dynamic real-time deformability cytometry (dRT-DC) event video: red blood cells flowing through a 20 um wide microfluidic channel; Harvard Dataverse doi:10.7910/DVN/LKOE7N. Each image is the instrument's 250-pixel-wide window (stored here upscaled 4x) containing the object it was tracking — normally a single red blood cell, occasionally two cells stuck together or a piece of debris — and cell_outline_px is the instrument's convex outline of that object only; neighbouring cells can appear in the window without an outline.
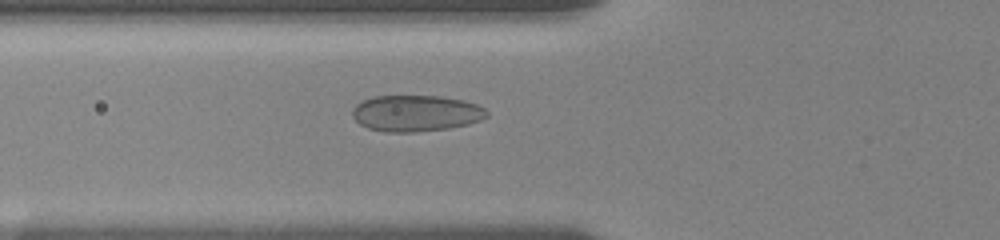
{"species": "human", "species_latin": "Homo sapiens", "temperature_condition": "room temperature", "stored_images_in_passage": 57, "camera_frame_rate_fps": 3000, "um_per_image_px": 0.085, "donor": {"sex": "female"}, "frame": {"image": 1, "passage_image": 22, "time_ms": 7.0, "image_size_px": [1000, 240], "cell_outline_px": [[488, 116], [480, 120], [468, 124], [448, 128], [416, 132], [384, 132], [368, 128], [360, 124], [352, 116], [352, 108], [356, 104], [364, 100], [376, 96], [440, 96], [464, 100], [476, 104], [484, 108], [488, 112]], "centroid_in_image_um": [35.35, 9.63], "position_along_channel_um": 90.5, "area_um2": 28.44}}
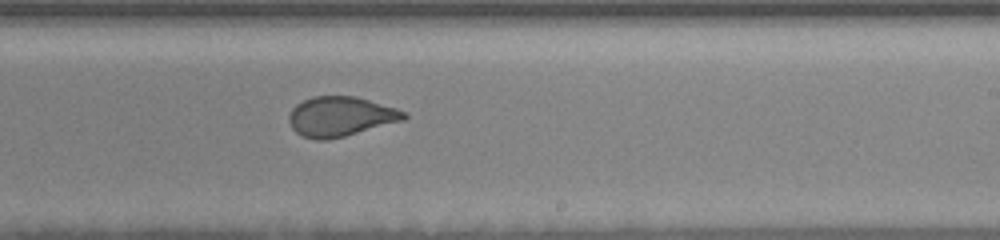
{"frame": {"image": 2, "passage_image": 36, "time_ms": 11.667, "image_size_px": [1000, 240], "cell_outline_px": [[408, 116], [404, 120], [344, 136], [324, 140], [316, 140], [304, 136], [296, 132], [292, 128], [288, 120], [288, 116], [292, 108], [296, 104], [312, 96], [356, 96], [396, 108], [408, 112]], "centroid_in_image_um": [28.94, 9.89], "position_along_channel_um": 260.1, "area_um2": 26.59}}
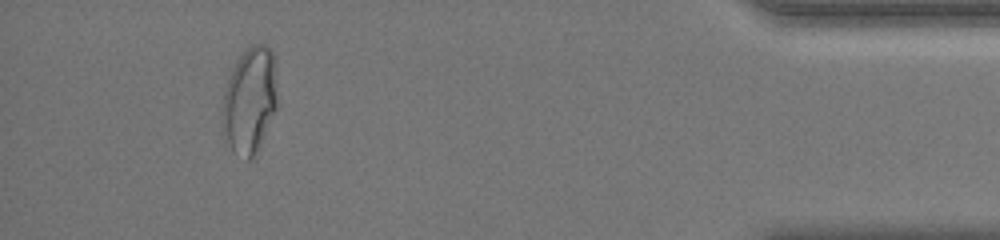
{"frame": {"image": 3, "passage_image": 53, "time_ms": 17.333, "image_size_px": [1000, 240], "cell_outline_px": [[280, 108], [256, 156], [248, 160], [244, 160], [224, 140], [224, 92], [228, 80], [240, 56], [252, 44], [264, 44], [272, 48], [280, 104]], "centroid_in_image_um": [21.33, 8.59], "position_along_channel_um": 413.9, "area_um2": 34.74}}